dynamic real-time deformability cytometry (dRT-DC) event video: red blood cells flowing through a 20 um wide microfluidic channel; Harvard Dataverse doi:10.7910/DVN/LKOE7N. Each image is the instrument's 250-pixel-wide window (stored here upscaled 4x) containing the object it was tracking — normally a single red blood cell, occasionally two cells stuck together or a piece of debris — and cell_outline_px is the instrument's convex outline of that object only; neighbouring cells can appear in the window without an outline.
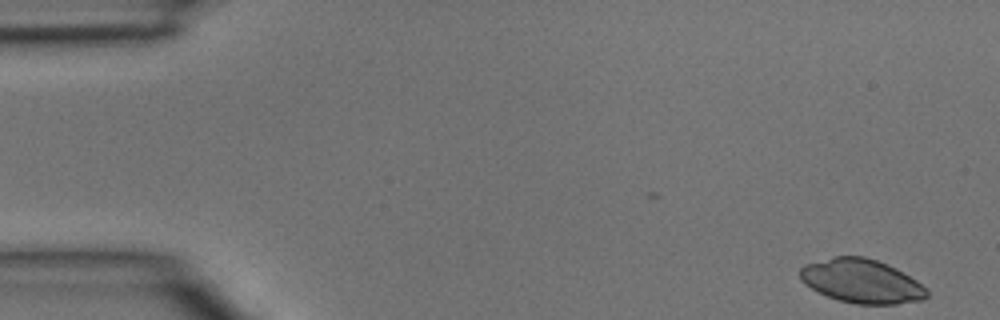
{"species": "common noctule bat (a hibernating species)", "species_latin": "Nyctalus noctula", "temperature_condition": "room temperature", "stored_images_in_passage": 3, "camera_frame_rate_fps": 3000, "um_per_image_px": 0.085, "animal": {"sex": "male", "body_mass_g": 15.6}, "frame": {"image": 1, "passage_image": 1, "time_ms": 0.0, "image_size_px": [1000, 320], "cell_outline_px": [[928, 296], [924, 300], [896, 304], [856, 304], [840, 300], [828, 296], [804, 284], [800, 280], [800, 268], [804, 264], [832, 256], [864, 256], [888, 264], [896, 268], [916, 280], [928, 292]], "centroid_in_image_um": [73.22, 23.88], "position_along_channel_um": 11.8, "area_um2": 32.43}}